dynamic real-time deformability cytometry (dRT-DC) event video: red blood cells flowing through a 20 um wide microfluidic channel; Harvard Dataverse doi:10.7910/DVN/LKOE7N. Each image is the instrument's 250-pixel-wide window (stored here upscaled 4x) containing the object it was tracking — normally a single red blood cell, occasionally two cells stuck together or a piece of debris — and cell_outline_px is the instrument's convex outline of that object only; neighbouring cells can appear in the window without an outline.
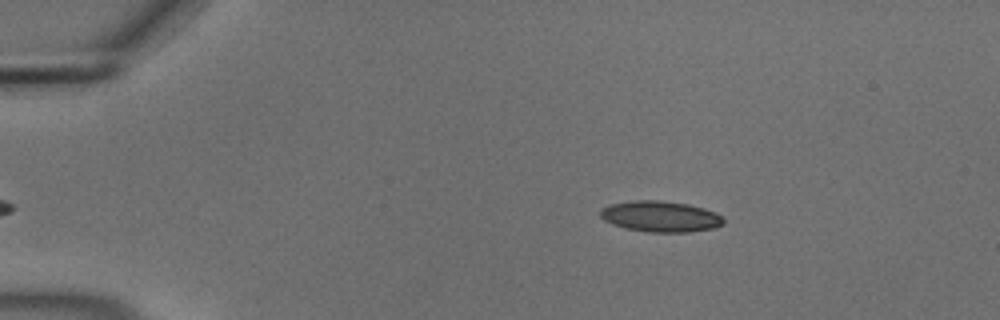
{"species": "common noctule bat (a hibernating species)", "species_latin": "Nyctalus noctula", "temperature_condition": "cold", "stored_images_in_passage": 47, "camera_frame_rate_fps": 3000, "um_per_image_px": 0.085, "animal": {"sex": "male", "body_mass_g": 18.8}, "frame": {"image": 1, "passage_image": 2, "time_ms": 0.333, "image_size_px": [1000, 320], "cell_outline_px": [[724, 224], [712, 228], [688, 232], [648, 232], [624, 228], [612, 224], [604, 220], [600, 216], [600, 208], [612, 204], [632, 200], [660, 200], [688, 204], [704, 208], [716, 212], [724, 216]], "centroid_in_image_um": [56.15, 18.39], "position_along_channel_um": 28.9, "area_um2": 22.37}}
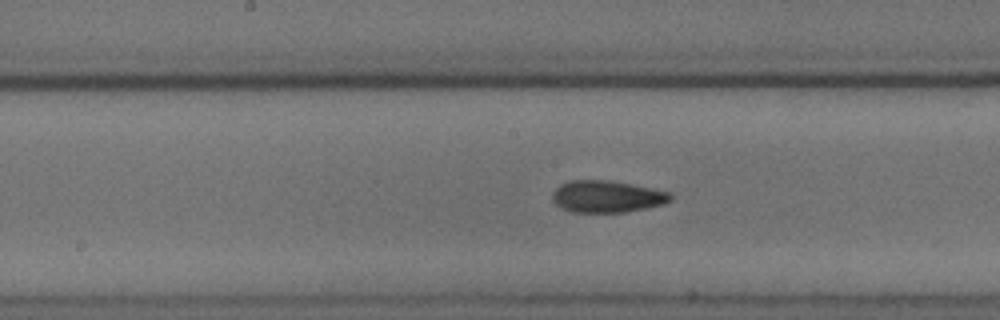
{"frame": {"image": 2, "passage_image": 21, "time_ms": 6.667, "image_size_px": [1000, 320], "cell_outline_px": [[672, 200], [664, 204], [624, 212], [572, 212], [556, 204], [552, 200], [552, 192], [560, 184], [572, 180], [612, 180], [672, 192]], "centroid_in_image_um": [51.61, 16.69], "position_along_channel_um": 196.6, "area_um2": 22.02}}
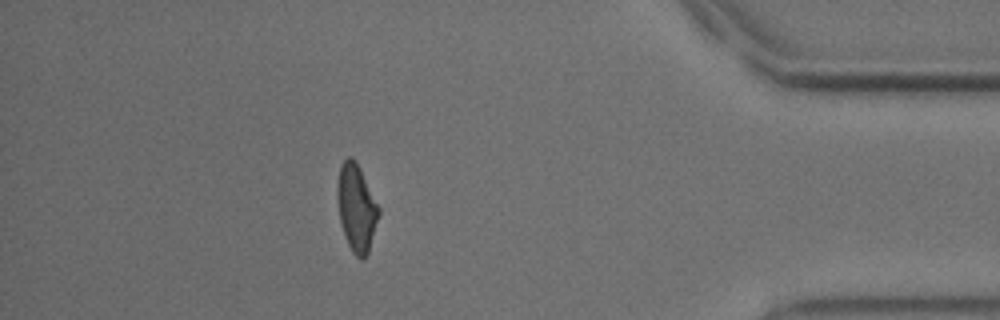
{"frame": {"image": 3, "passage_image": 41, "time_ms": 13.333, "image_size_px": [1000, 320], "cell_outline_px": [[380, 212], [368, 252], [364, 260], [360, 260], [352, 252], [344, 236], [340, 224], [336, 196], [336, 184], [340, 164], [348, 156], [352, 156], [356, 160], [380, 208]], "centroid_in_image_um": [30.27, 17.64], "position_along_channel_um": 404.9, "area_um2": 21.39}, "authors_computed_cell_mechanics": {"area_um2": 21.5594, "velocity_mm_per_s": 3.6939, "shape_relaxation_time_tau1_ms": 8.1225, "shape_relaxation_time_tau2_ms": 2.9071, "deformation_change_tau1": 0.1808, "deformation_change_tau2": 0.0816}}